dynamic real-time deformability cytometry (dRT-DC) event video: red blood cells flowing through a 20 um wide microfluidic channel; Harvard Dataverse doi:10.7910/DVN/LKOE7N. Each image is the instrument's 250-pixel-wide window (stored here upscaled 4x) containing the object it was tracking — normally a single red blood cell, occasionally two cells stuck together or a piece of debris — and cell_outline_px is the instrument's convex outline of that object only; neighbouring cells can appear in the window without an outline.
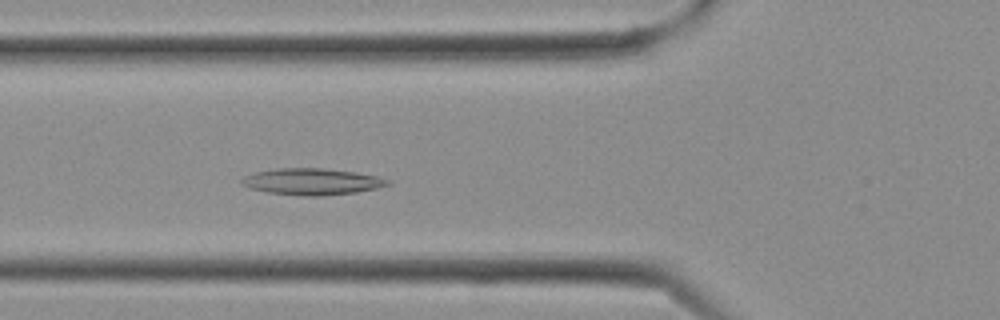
{"species": "Egyptian fruit bat (a non-hibernating species)", "species_latin": "Rousettus aegyptiacus", "temperature_condition": "cold", "stored_images_in_passage": 10, "camera_frame_rate_fps": 3000, "um_per_image_px": 0.085, "frame": {"image": 1, "passage_image": 10, "time_ms": 3.0, "image_size_px": [1000, 320], "cell_outline_px": [[392, 184], [380, 188], [356, 192], [320, 196], [304, 196], [268, 192], [252, 188], [240, 184], [240, 180], [244, 176], [256, 172], [276, 168], [324, 168], [356, 172], [376, 176], [392, 180]], "centroid_in_image_um": [26.57, 15.43], "position_along_channel_um": 99.2, "area_um2": 22.66}}